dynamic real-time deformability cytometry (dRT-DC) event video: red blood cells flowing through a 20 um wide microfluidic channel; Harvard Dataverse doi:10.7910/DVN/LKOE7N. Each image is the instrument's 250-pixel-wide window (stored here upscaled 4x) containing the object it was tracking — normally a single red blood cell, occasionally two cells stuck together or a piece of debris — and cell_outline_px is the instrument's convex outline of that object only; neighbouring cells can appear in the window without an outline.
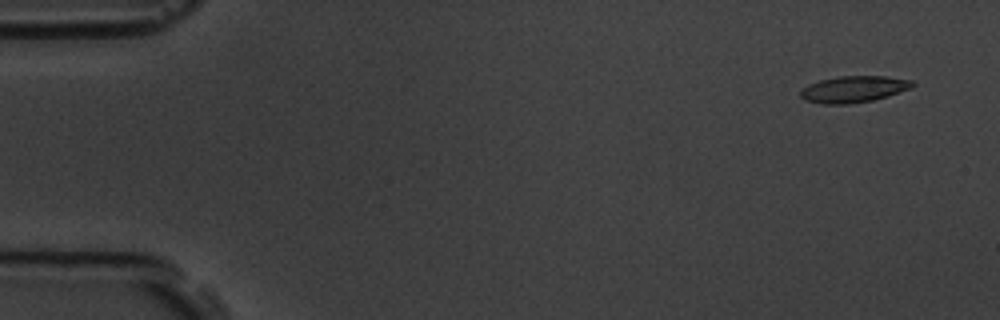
{"species": "common noctule bat (a hibernating species)", "species_latin": "Nyctalus noctula", "temperature_condition": "room temperature", "stored_images_in_passage": 4, "camera_frame_rate_fps": 3000, "um_per_image_px": 0.085, "animal": {"sex": "male", "body_mass_g": 19.5, "forearm_length_mm": 54.6}, "frame": {"image": 1, "passage_image": 1, "time_ms": 0.0, "image_size_px": [1000, 320], "cell_outline_px": [[916, 84], [912, 88], [888, 96], [872, 100], [848, 104], [820, 104], [804, 100], [800, 96], [800, 88], [808, 84], [820, 80], [840, 76], [884, 76], [912, 80]], "centroid_in_image_um": [72.54, 7.58], "position_along_channel_um": 12.5, "area_um2": 17.46}}